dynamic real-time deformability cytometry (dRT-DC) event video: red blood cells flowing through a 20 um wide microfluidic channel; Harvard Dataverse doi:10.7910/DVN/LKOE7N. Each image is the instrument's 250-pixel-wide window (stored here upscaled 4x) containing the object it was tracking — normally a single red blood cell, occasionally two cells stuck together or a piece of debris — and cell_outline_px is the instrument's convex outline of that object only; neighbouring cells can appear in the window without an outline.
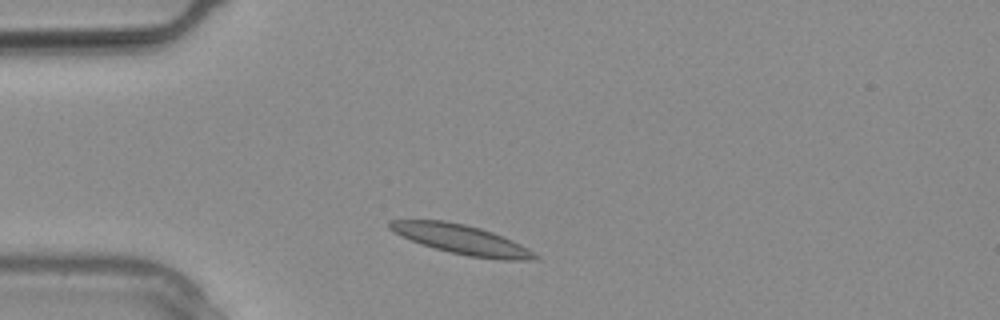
{"species": "common noctule bat (a hibernating species)", "species_latin": "Nyctalus noctula", "temperature_condition": "warm", "stored_images_in_passage": 4, "camera_frame_rate_fps": 3000, "um_per_image_px": 0.085, "animal": {"sex": "male", "body_mass_g": 20.4}, "frame": {"image": 1, "passage_image": 1, "time_ms": 0.0, "image_size_px": [1000, 320], "cell_outline_px": [[536, 256], [528, 260], [504, 260], [468, 256], [448, 252], [420, 244], [400, 236], [392, 232], [388, 228], [388, 224], [392, 220], [444, 220], [464, 224], [480, 228], [492, 232], [512, 240], [528, 248]], "centroid_in_image_um": [39.14, 20.35], "position_along_channel_um": 45.9, "area_um2": 24.74}}